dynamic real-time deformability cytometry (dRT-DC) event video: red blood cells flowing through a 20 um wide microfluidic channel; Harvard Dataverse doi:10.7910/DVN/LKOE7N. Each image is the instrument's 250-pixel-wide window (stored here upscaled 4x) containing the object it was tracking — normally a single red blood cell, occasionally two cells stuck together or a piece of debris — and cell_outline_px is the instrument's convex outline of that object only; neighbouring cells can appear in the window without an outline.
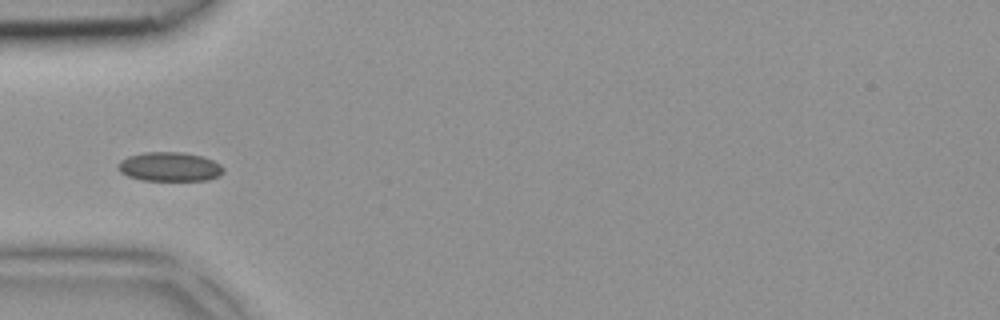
{"species": "common noctule bat (a hibernating species)", "species_latin": "Nyctalus noctula", "temperature_condition": "room temperature", "stored_images_in_passage": 4, "camera_frame_rate_fps": 3000, "um_per_image_px": 0.085, "animal": {"sex": "female", "body_mass_g": 18.4}, "frame": {"image": 1, "passage_image": 3, "time_ms": 0.667, "image_size_px": [1000, 320], "cell_outline_px": [[224, 172], [208, 180], [144, 180], [128, 176], [120, 172], [116, 168], [116, 164], [120, 160], [128, 156], [144, 152], [184, 152], [200, 156], [212, 160], [220, 164], [224, 168]], "centroid_in_image_um": [14.38, 14.16], "position_along_channel_um": 70.6, "area_um2": 17.92}}